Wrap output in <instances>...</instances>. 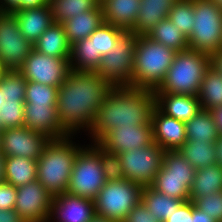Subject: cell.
<instances>
[{"label": "cell", "instance_id": "6da1fadb", "mask_svg": "<svg viewBox=\"0 0 222 222\" xmlns=\"http://www.w3.org/2000/svg\"><path fill=\"white\" fill-rule=\"evenodd\" d=\"M114 86L97 72L71 71L57 92L59 122L69 135L90 130L96 112Z\"/></svg>", "mask_w": 222, "mask_h": 222}, {"label": "cell", "instance_id": "7a4b0ae2", "mask_svg": "<svg viewBox=\"0 0 222 222\" xmlns=\"http://www.w3.org/2000/svg\"><path fill=\"white\" fill-rule=\"evenodd\" d=\"M154 107L153 90L130 86L113 87L98 108L94 123L86 136L89 137V142L98 143L116 127L152 125Z\"/></svg>", "mask_w": 222, "mask_h": 222}, {"label": "cell", "instance_id": "3957f363", "mask_svg": "<svg viewBox=\"0 0 222 222\" xmlns=\"http://www.w3.org/2000/svg\"><path fill=\"white\" fill-rule=\"evenodd\" d=\"M75 137L50 139L37 159V181L53 196L68 190L76 156L84 146Z\"/></svg>", "mask_w": 222, "mask_h": 222}, {"label": "cell", "instance_id": "277c9868", "mask_svg": "<svg viewBox=\"0 0 222 222\" xmlns=\"http://www.w3.org/2000/svg\"><path fill=\"white\" fill-rule=\"evenodd\" d=\"M176 52L147 36L136 37L131 87L156 90L164 81Z\"/></svg>", "mask_w": 222, "mask_h": 222}, {"label": "cell", "instance_id": "5b68a950", "mask_svg": "<svg viewBox=\"0 0 222 222\" xmlns=\"http://www.w3.org/2000/svg\"><path fill=\"white\" fill-rule=\"evenodd\" d=\"M210 55L192 49L176 52L164 81L154 93L198 96Z\"/></svg>", "mask_w": 222, "mask_h": 222}, {"label": "cell", "instance_id": "8992f818", "mask_svg": "<svg viewBox=\"0 0 222 222\" xmlns=\"http://www.w3.org/2000/svg\"><path fill=\"white\" fill-rule=\"evenodd\" d=\"M88 143H84L76 156L67 193L94 200L106 180L100 161V145Z\"/></svg>", "mask_w": 222, "mask_h": 222}, {"label": "cell", "instance_id": "52a82bcc", "mask_svg": "<svg viewBox=\"0 0 222 222\" xmlns=\"http://www.w3.org/2000/svg\"><path fill=\"white\" fill-rule=\"evenodd\" d=\"M194 25L189 49L209 55L222 49V10L209 0H193Z\"/></svg>", "mask_w": 222, "mask_h": 222}, {"label": "cell", "instance_id": "ba28073f", "mask_svg": "<svg viewBox=\"0 0 222 222\" xmlns=\"http://www.w3.org/2000/svg\"><path fill=\"white\" fill-rule=\"evenodd\" d=\"M193 168L178 150L165 151L160 171L151 187L168 197L187 201L194 181Z\"/></svg>", "mask_w": 222, "mask_h": 222}, {"label": "cell", "instance_id": "9c48e42d", "mask_svg": "<svg viewBox=\"0 0 222 222\" xmlns=\"http://www.w3.org/2000/svg\"><path fill=\"white\" fill-rule=\"evenodd\" d=\"M143 187L129 179L106 181L94 199L97 215L122 222L141 201Z\"/></svg>", "mask_w": 222, "mask_h": 222}, {"label": "cell", "instance_id": "30bf717a", "mask_svg": "<svg viewBox=\"0 0 222 222\" xmlns=\"http://www.w3.org/2000/svg\"><path fill=\"white\" fill-rule=\"evenodd\" d=\"M136 37L133 32L125 31L119 37L115 47L101 58V63L96 72L114 87H131Z\"/></svg>", "mask_w": 222, "mask_h": 222}, {"label": "cell", "instance_id": "8fae6325", "mask_svg": "<svg viewBox=\"0 0 222 222\" xmlns=\"http://www.w3.org/2000/svg\"><path fill=\"white\" fill-rule=\"evenodd\" d=\"M165 150L153 142L118 154L125 179L142 187L151 186L160 171Z\"/></svg>", "mask_w": 222, "mask_h": 222}, {"label": "cell", "instance_id": "7c38bea8", "mask_svg": "<svg viewBox=\"0 0 222 222\" xmlns=\"http://www.w3.org/2000/svg\"><path fill=\"white\" fill-rule=\"evenodd\" d=\"M34 49L21 34L16 16L0 12V64L5 70H18Z\"/></svg>", "mask_w": 222, "mask_h": 222}, {"label": "cell", "instance_id": "4fadbf2b", "mask_svg": "<svg viewBox=\"0 0 222 222\" xmlns=\"http://www.w3.org/2000/svg\"><path fill=\"white\" fill-rule=\"evenodd\" d=\"M69 60L44 55L33 49L18 71L27 81L59 88L71 72Z\"/></svg>", "mask_w": 222, "mask_h": 222}, {"label": "cell", "instance_id": "5bb4252c", "mask_svg": "<svg viewBox=\"0 0 222 222\" xmlns=\"http://www.w3.org/2000/svg\"><path fill=\"white\" fill-rule=\"evenodd\" d=\"M53 195L37 180L17 187L15 211L26 222H48Z\"/></svg>", "mask_w": 222, "mask_h": 222}, {"label": "cell", "instance_id": "9a60e30c", "mask_svg": "<svg viewBox=\"0 0 222 222\" xmlns=\"http://www.w3.org/2000/svg\"><path fill=\"white\" fill-rule=\"evenodd\" d=\"M50 139L25 126L2 130L1 152L5 156L37 160Z\"/></svg>", "mask_w": 222, "mask_h": 222}, {"label": "cell", "instance_id": "2e32d148", "mask_svg": "<svg viewBox=\"0 0 222 222\" xmlns=\"http://www.w3.org/2000/svg\"><path fill=\"white\" fill-rule=\"evenodd\" d=\"M154 142L152 125L116 127L108 132L98 144L108 152L119 154L148 146Z\"/></svg>", "mask_w": 222, "mask_h": 222}, {"label": "cell", "instance_id": "e0dca14e", "mask_svg": "<svg viewBox=\"0 0 222 222\" xmlns=\"http://www.w3.org/2000/svg\"><path fill=\"white\" fill-rule=\"evenodd\" d=\"M95 215L94 200L66 192L53 196L48 222H89Z\"/></svg>", "mask_w": 222, "mask_h": 222}, {"label": "cell", "instance_id": "ac0fdd59", "mask_svg": "<svg viewBox=\"0 0 222 222\" xmlns=\"http://www.w3.org/2000/svg\"><path fill=\"white\" fill-rule=\"evenodd\" d=\"M24 124L28 129L43 133L49 139L69 136L59 122L57 105H24Z\"/></svg>", "mask_w": 222, "mask_h": 222}, {"label": "cell", "instance_id": "d6986e66", "mask_svg": "<svg viewBox=\"0 0 222 222\" xmlns=\"http://www.w3.org/2000/svg\"><path fill=\"white\" fill-rule=\"evenodd\" d=\"M153 140L165 151L179 150L186 138L185 122L162 113L156 106L151 114Z\"/></svg>", "mask_w": 222, "mask_h": 222}, {"label": "cell", "instance_id": "ffe728a7", "mask_svg": "<svg viewBox=\"0 0 222 222\" xmlns=\"http://www.w3.org/2000/svg\"><path fill=\"white\" fill-rule=\"evenodd\" d=\"M12 13L16 16L21 34L32 44L54 23L49 4L35 8L15 9Z\"/></svg>", "mask_w": 222, "mask_h": 222}, {"label": "cell", "instance_id": "44dd1931", "mask_svg": "<svg viewBox=\"0 0 222 222\" xmlns=\"http://www.w3.org/2000/svg\"><path fill=\"white\" fill-rule=\"evenodd\" d=\"M155 106L165 115L187 122L201 109L198 96L154 93Z\"/></svg>", "mask_w": 222, "mask_h": 222}, {"label": "cell", "instance_id": "7402d4cb", "mask_svg": "<svg viewBox=\"0 0 222 222\" xmlns=\"http://www.w3.org/2000/svg\"><path fill=\"white\" fill-rule=\"evenodd\" d=\"M177 0H141L136 22L130 30L136 36H147L168 14Z\"/></svg>", "mask_w": 222, "mask_h": 222}, {"label": "cell", "instance_id": "603a6c76", "mask_svg": "<svg viewBox=\"0 0 222 222\" xmlns=\"http://www.w3.org/2000/svg\"><path fill=\"white\" fill-rule=\"evenodd\" d=\"M141 0H101L104 23L130 31L137 19Z\"/></svg>", "mask_w": 222, "mask_h": 222}, {"label": "cell", "instance_id": "cb8c5ba5", "mask_svg": "<svg viewBox=\"0 0 222 222\" xmlns=\"http://www.w3.org/2000/svg\"><path fill=\"white\" fill-rule=\"evenodd\" d=\"M104 23L101 4L92 11L80 13L79 16L67 19L62 23L70 45L89 37Z\"/></svg>", "mask_w": 222, "mask_h": 222}, {"label": "cell", "instance_id": "d4e9b609", "mask_svg": "<svg viewBox=\"0 0 222 222\" xmlns=\"http://www.w3.org/2000/svg\"><path fill=\"white\" fill-rule=\"evenodd\" d=\"M33 45L44 55L57 58H70L71 55V45L62 23L54 22Z\"/></svg>", "mask_w": 222, "mask_h": 222}, {"label": "cell", "instance_id": "484cf974", "mask_svg": "<svg viewBox=\"0 0 222 222\" xmlns=\"http://www.w3.org/2000/svg\"><path fill=\"white\" fill-rule=\"evenodd\" d=\"M222 191V167L217 163L197 169L190 189L189 200L194 202L199 197Z\"/></svg>", "mask_w": 222, "mask_h": 222}, {"label": "cell", "instance_id": "4316f807", "mask_svg": "<svg viewBox=\"0 0 222 222\" xmlns=\"http://www.w3.org/2000/svg\"><path fill=\"white\" fill-rule=\"evenodd\" d=\"M27 80L18 70H5L0 77L1 107H24Z\"/></svg>", "mask_w": 222, "mask_h": 222}, {"label": "cell", "instance_id": "83f0119b", "mask_svg": "<svg viewBox=\"0 0 222 222\" xmlns=\"http://www.w3.org/2000/svg\"><path fill=\"white\" fill-rule=\"evenodd\" d=\"M5 182L20 187L37 180V160L25 157L6 156Z\"/></svg>", "mask_w": 222, "mask_h": 222}, {"label": "cell", "instance_id": "f1b7e54d", "mask_svg": "<svg viewBox=\"0 0 222 222\" xmlns=\"http://www.w3.org/2000/svg\"><path fill=\"white\" fill-rule=\"evenodd\" d=\"M186 138L192 141L215 143L220 136L214 117L209 110L200 109L189 121L185 122Z\"/></svg>", "mask_w": 222, "mask_h": 222}, {"label": "cell", "instance_id": "f546056e", "mask_svg": "<svg viewBox=\"0 0 222 222\" xmlns=\"http://www.w3.org/2000/svg\"><path fill=\"white\" fill-rule=\"evenodd\" d=\"M178 151L196 170L217 163L213 142L186 140Z\"/></svg>", "mask_w": 222, "mask_h": 222}, {"label": "cell", "instance_id": "4dcf8cb0", "mask_svg": "<svg viewBox=\"0 0 222 222\" xmlns=\"http://www.w3.org/2000/svg\"><path fill=\"white\" fill-rule=\"evenodd\" d=\"M151 40L161 43L175 52L189 48L188 37L174 25L169 18L159 22L147 35Z\"/></svg>", "mask_w": 222, "mask_h": 222}, {"label": "cell", "instance_id": "1f68e13d", "mask_svg": "<svg viewBox=\"0 0 222 222\" xmlns=\"http://www.w3.org/2000/svg\"><path fill=\"white\" fill-rule=\"evenodd\" d=\"M198 99L203 110L222 106V75L211 66L205 71Z\"/></svg>", "mask_w": 222, "mask_h": 222}, {"label": "cell", "instance_id": "d6a6232c", "mask_svg": "<svg viewBox=\"0 0 222 222\" xmlns=\"http://www.w3.org/2000/svg\"><path fill=\"white\" fill-rule=\"evenodd\" d=\"M141 201L145 204L148 210L154 212V215L158 217L161 222L168 219L184 202L183 200L168 197L165 194L157 192L151 186L143 187Z\"/></svg>", "mask_w": 222, "mask_h": 222}, {"label": "cell", "instance_id": "836d02e7", "mask_svg": "<svg viewBox=\"0 0 222 222\" xmlns=\"http://www.w3.org/2000/svg\"><path fill=\"white\" fill-rule=\"evenodd\" d=\"M101 4L100 0H49L54 22L63 23L80 13L92 11Z\"/></svg>", "mask_w": 222, "mask_h": 222}, {"label": "cell", "instance_id": "e575fe53", "mask_svg": "<svg viewBox=\"0 0 222 222\" xmlns=\"http://www.w3.org/2000/svg\"><path fill=\"white\" fill-rule=\"evenodd\" d=\"M126 30L118 26L103 23L89 37L93 39L94 61L100 65L102 56L115 47L119 37Z\"/></svg>", "mask_w": 222, "mask_h": 222}, {"label": "cell", "instance_id": "d590c367", "mask_svg": "<svg viewBox=\"0 0 222 222\" xmlns=\"http://www.w3.org/2000/svg\"><path fill=\"white\" fill-rule=\"evenodd\" d=\"M71 71L96 72L99 65L94 61L93 39L87 37L71 45Z\"/></svg>", "mask_w": 222, "mask_h": 222}, {"label": "cell", "instance_id": "8d00e7d4", "mask_svg": "<svg viewBox=\"0 0 222 222\" xmlns=\"http://www.w3.org/2000/svg\"><path fill=\"white\" fill-rule=\"evenodd\" d=\"M194 17L193 0H177L168 14L169 20L180 28L186 37L192 33Z\"/></svg>", "mask_w": 222, "mask_h": 222}, {"label": "cell", "instance_id": "74e56055", "mask_svg": "<svg viewBox=\"0 0 222 222\" xmlns=\"http://www.w3.org/2000/svg\"><path fill=\"white\" fill-rule=\"evenodd\" d=\"M58 87L27 81L25 104L57 105Z\"/></svg>", "mask_w": 222, "mask_h": 222}, {"label": "cell", "instance_id": "f35d334b", "mask_svg": "<svg viewBox=\"0 0 222 222\" xmlns=\"http://www.w3.org/2000/svg\"><path fill=\"white\" fill-rule=\"evenodd\" d=\"M100 161L106 181H118L125 179L118 154L108 152L100 146Z\"/></svg>", "mask_w": 222, "mask_h": 222}, {"label": "cell", "instance_id": "ab89813d", "mask_svg": "<svg viewBox=\"0 0 222 222\" xmlns=\"http://www.w3.org/2000/svg\"><path fill=\"white\" fill-rule=\"evenodd\" d=\"M194 205L215 221L222 222V191L199 197L194 201Z\"/></svg>", "mask_w": 222, "mask_h": 222}, {"label": "cell", "instance_id": "60d3db41", "mask_svg": "<svg viewBox=\"0 0 222 222\" xmlns=\"http://www.w3.org/2000/svg\"><path fill=\"white\" fill-rule=\"evenodd\" d=\"M24 115V107H1L2 129L22 127Z\"/></svg>", "mask_w": 222, "mask_h": 222}, {"label": "cell", "instance_id": "b9f144b4", "mask_svg": "<svg viewBox=\"0 0 222 222\" xmlns=\"http://www.w3.org/2000/svg\"><path fill=\"white\" fill-rule=\"evenodd\" d=\"M122 222H161V220L140 201L129 211Z\"/></svg>", "mask_w": 222, "mask_h": 222}, {"label": "cell", "instance_id": "7bdbcfd3", "mask_svg": "<svg viewBox=\"0 0 222 222\" xmlns=\"http://www.w3.org/2000/svg\"><path fill=\"white\" fill-rule=\"evenodd\" d=\"M17 198V187L7 182L0 184V210H12Z\"/></svg>", "mask_w": 222, "mask_h": 222}, {"label": "cell", "instance_id": "ee69618b", "mask_svg": "<svg viewBox=\"0 0 222 222\" xmlns=\"http://www.w3.org/2000/svg\"><path fill=\"white\" fill-rule=\"evenodd\" d=\"M164 222H193L192 201H184Z\"/></svg>", "mask_w": 222, "mask_h": 222}, {"label": "cell", "instance_id": "f6af8a7d", "mask_svg": "<svg viewBox=\"0 0 222 222\" xmlns=\"http://www.w3.org/2000/svg\"><path fill=\"white\" fill-rule=\"evenodd\" d=\"M0 222H26L19 214L12 210H0Z\"/></svg>", "mask_w": 222, "mask_h": 222}, {"label": "cell", "instance_id": "bcb514c9", "mask_svg": "<svg viewBox=\"0 0 222 222\" xmlns=\"http://www.w3.org/2000/svg\"><path fill=\"white\" fill-rule=\"evenodd\" d=\"M192 217L193 222H217L212 219L206 212L199 210L192 202Z\"/></svg>", "mask_w": 222, "mask_h": 222}, {"label": "cell", "instance_id": "7dc6e473", "mask_svg": "<svg viewBox=\"0 0 222 222\" xmlns=\"http://www.w3.org/2000/svg\"><path fill=\"white\" fill-rule=\"evenodd\" d=\"M210 66L222 75V49L210 55Z\"/></svg>", "mask_w": 222, "mask_h": 222}, {"label": "cell", "instance_id": "c3c4849f", "mask_svg": "<svg viewBox=\"0 0 222 222\" xmlns=\"http://www.w3.org/2000/svg\"><path fill=\"white\" fill-rule=\"evenodd\" d=\"M47 4H49V0H21L20 5L16 9L35 8Z\"/></svg>", "mask_w": 222, "mask_h": 222}, {"label": "cell", "instance_id": "681fc988", "mask_svg": "<svg viewBox=\"0 0 222 222\" xmlns=\"http://www.w3.org/2000/svg\"><path fill=\"white\" fill-rule=\"evenodd\" d=\"M21 3V0H0V12H13Z\"/></svg>", "mask_w": 222, "mask_h": 222}, {"label": "cell", "instance_id": "f907efd6", "mask_svg": "<svg viewBox=\"0 0 222 222\" xmlns=\"http://www.w3.org/2000/svg\"><path fill=\"white\" fill-rule=\"evenodd\" d=\"M214 117L215 124L222 135V106L216 107L210 111Z\"/></svg>", "mask_w": 222, "mask_h": 222}, {"label": "cell", "instance_id": "816d5d0a", "mask_svg": "<svg viewBox=\"0 0 222 222\" xmlns=\"http://www.w3.org/2000/svg\"><path fill=\"white\" fill-rule=\"evenodd\" d=\"M215 146H216L217 164L222 167V135H220L216 140Z\"/></svg>", "mask_w": 222, "mask_h": 222}, {"label": "cell", "instance_id": "f5cc1de1", "mask_svg": "<svg viewBox=\"0 0 222 222\" xmlns=\"http://www.w3.org/2000/svg\"><path fill=\"white\" fill-rule=\"evenodd\" d=\"M5 161L6 156L0 151V184L5 182Z\"/></svg>", "mask_w": 222, "mask_h": 222}, {"label": "cell", "instance_id": "db71d44e", "mask_svg": "<svg viewBox=\"0 0 222 222\" xmlns=\"http://www.w3.org/2000/svg\"><path fill=\"white\" fill-rule=\"evenodd\" d=\"M89 222H117V221L96 214Z\"/></svg>", "mask_w": 222, "mask_h": 222}, {"label": "cell", "instance_id": "11a10c76", "mask_svg": "<svg viewBox=\"0 0 222 222\" xmlns=\"http://www.w3.org/2000/svg\"><path fill=\"white\" fill-rule=\"evenodd\" d=\"M216 4L222 10V0H209Z\"/></svg>", "mask_w": 222, "mask_h": 222}, {"label": "cell", "instance_id": "9f6ffc18", "mask_svg": "<svg viewBox=\"0 0 222 222\" xmlns=\"http://www.w3.org/2000/svg\"><path fill=\"white\" fill-rule=\"evenodd\" d=\"M5 71V69L2 67V65L0 64V77L3 74V72Z\"/></svg>", "mask_w": 222, "mask_h": 222}, {"label": "cell", "instance_id": "6f0895ef", "mask_svg": "<svg viewBox=\"0 0 222 222\" xmlns=\"http://www.w3.org/2000/svg\"><path fill=\"white\" fill-rule=\"evenodd\" d=\"M1 104H2V91L0 90V108H1Z\"/></svg>", "mask_w": 222, "mask_h": 222}, {"label": "cell", "instance_id": "680465c9", "mask_svg": "<svg viewBox=\"0 0 222 222\" xmlns=\"http://www.w3.org/2000/svg\"><path fill=\"white\" fill-rule=\"evenodd\" d=\"M1 139H2V131H0V151H1Z\"/></svg>", "mask_w": 222, "mask_h": 222}, {"label": "cell", "instance_id": "91938a15", "mask_svg": "<svg viewBox=\"0 0 222 222\" xmlns=\"http://www.w3.org/2000/svg\"><path fill=\"white\" fill-rule=\"evenodd\" d=\"M2 121H1V118H0V131H2Z\"/></svg>", "mask_w": 222, "mask_h": 222}]
</instances>
